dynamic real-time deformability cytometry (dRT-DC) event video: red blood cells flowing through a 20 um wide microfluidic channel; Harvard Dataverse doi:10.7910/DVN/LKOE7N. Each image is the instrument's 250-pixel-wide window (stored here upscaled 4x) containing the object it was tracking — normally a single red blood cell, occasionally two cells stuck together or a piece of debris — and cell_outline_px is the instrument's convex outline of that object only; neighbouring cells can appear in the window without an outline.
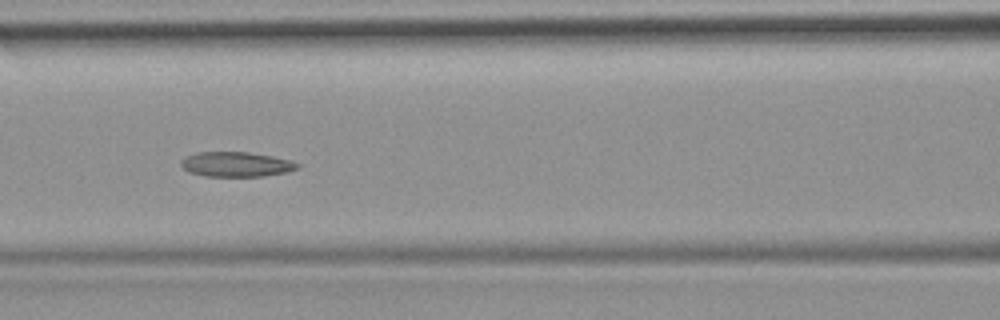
{"species": "common noctule bat (a hibernating species)", "species_latin": "Nyctalus noctula", "temperature_condition": "room temperature", "stored_images_in_passage": 49, "camera_frame_rate_fps": 3000, "um_per_image_px": 0.085, "animal": {"sex": "female", "body_mass_g": 19.9}, "frame": {"image": 1, "passage_image": 22, "time_ms": 7.0, "image_size_px": [1000, 320], "cell_outline_px": [[300, 168], [288, 172], [264, 176], [204, 176], [188, 172], [180, 164], [180, 160], [184, 156], [196, 152], [248, 152], [272, 156], [292, 160], [300, 164]], "centroid_in_image_um": [20.08, 13.96], "position_along_channel_um": 146.5, "area_um2": 17.11}}